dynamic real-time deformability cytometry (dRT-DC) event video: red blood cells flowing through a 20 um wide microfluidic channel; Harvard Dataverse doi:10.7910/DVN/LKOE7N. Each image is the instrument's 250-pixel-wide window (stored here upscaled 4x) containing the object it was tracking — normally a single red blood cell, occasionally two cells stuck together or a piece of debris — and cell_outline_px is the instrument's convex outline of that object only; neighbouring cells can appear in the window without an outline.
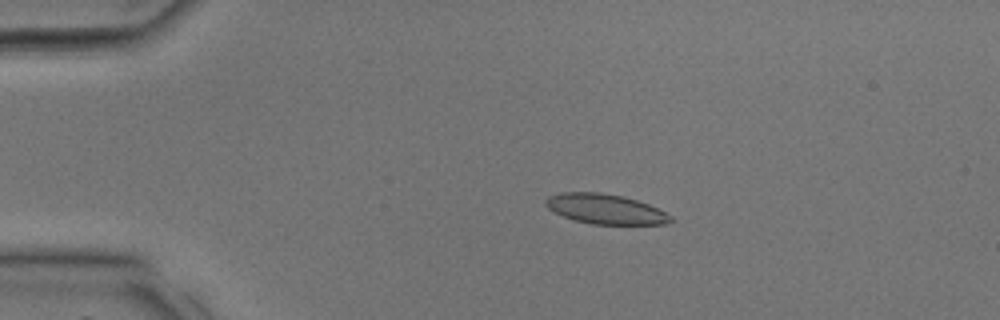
{"species": "common noctule bat (a hibernating species)", "species_latin": "Nyctalus noctula", "temperature_condition": "room temperature", "stored_images_in_passage": 36, "camera_frame_rate_fps": 3000, "um_per_image_px": 0.085, "animal": {"sex": "male", "body_mass_g": 17.9, "forearm_length_mm": 54.2}, "frame": {"image": 1, "passage_image": 8, "time_ms": 2.333, "image_size_px": [1000, 320], "cell_outline_px": [[672, 220], [664, 224], [592, 224], [576, 220], [564, 216], [548, 208], [544, 204], [544, 200], [548, 196], [564, 192], [600, 192], [624, 196], [648, 204], [672, 216]], "centroid_in_image_um": [51.43, 17.75], "position_along_channel_um": 33.6, "area_um2": 21.56}}
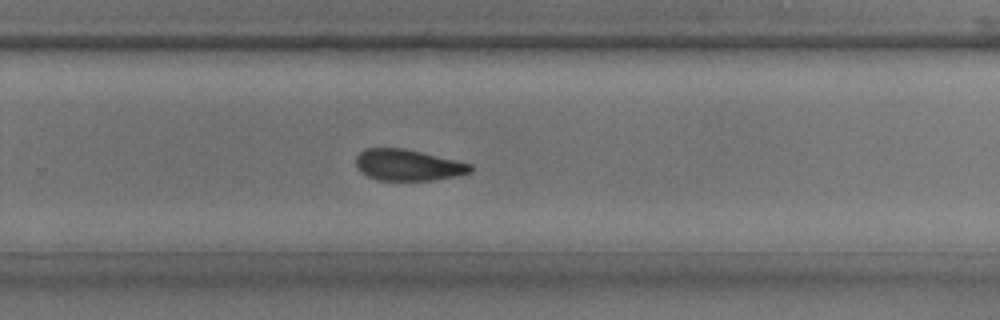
{"frame": {"image": 2, "passage_image": 24, "time_ms": 7.667, "image_size_px": [1000, 320], "cell_outline_px": [[472, 172], [456, 176], [432, 180], [376, 180], [360, 172], [356, 164], [356, 156], [364, 148], [404, 148], [456, 160], [472, 164]], "centroid_in_image_um": [34.66, 14.03], "position_along_channel_um": 295.1, "area_um2": 20.87}}
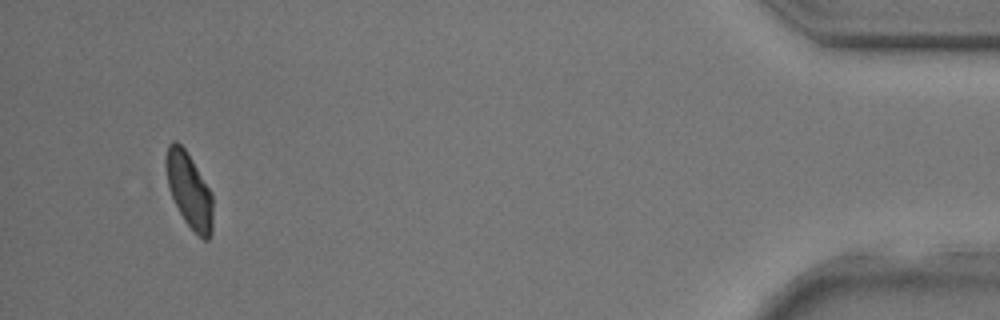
{"frame": {"image": 3, "passage_image": 34, "time_ms": 11.0, "image_size_px": [1000, 320], "cell_outline_px": [[212, 232], [208, 240], [204, 240], [184, 220], [168, 188], [164, 164], [164, 160], [168, 144], [172, 140], [176, 140], [184, 148], [192, 160], [208, 188], [212, 196]], "centroid_in_image_um": [16.04, 16.13], "position_along_channel_um": 419.2, "area_um2": 20.23}}